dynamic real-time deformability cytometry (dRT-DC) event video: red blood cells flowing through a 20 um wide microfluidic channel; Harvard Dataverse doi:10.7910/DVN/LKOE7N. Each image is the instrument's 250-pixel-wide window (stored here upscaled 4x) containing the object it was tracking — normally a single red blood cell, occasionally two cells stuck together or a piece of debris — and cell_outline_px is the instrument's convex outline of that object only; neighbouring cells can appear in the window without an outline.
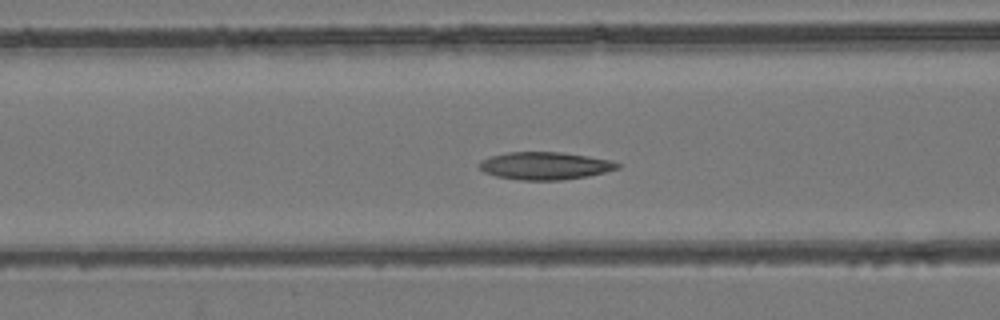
{"species": "common noctule bat (a hibernating species)", "species_latin": "Nyctalus noctula", "temperature_condition": "room temperature", "stored_images_in_passage": 54, "camera_frame_rate_fps": 3000, "um_per_image_px": 0.085, "animal": {"sex": "female", "body_mass_g": 24.6, "forearm_length_mm": 56.2}, "frame": {"image": 1, "passage_image": 21, "time_ms": 6.667, "image_size_px": [1000, 320], "cell_outline_px": [[620, 168], [588, 176], [560, 180], [520, 180], [496, 176], [484, 172], [476, 164], [480, 160], [488, 156], [508, 152], [560, 152], [612, 160], [620, 164]], "centroid_in_image_um": [46.28, 14.09], "position_along_channel_um": 120.3, "area_um2": 22.31}}
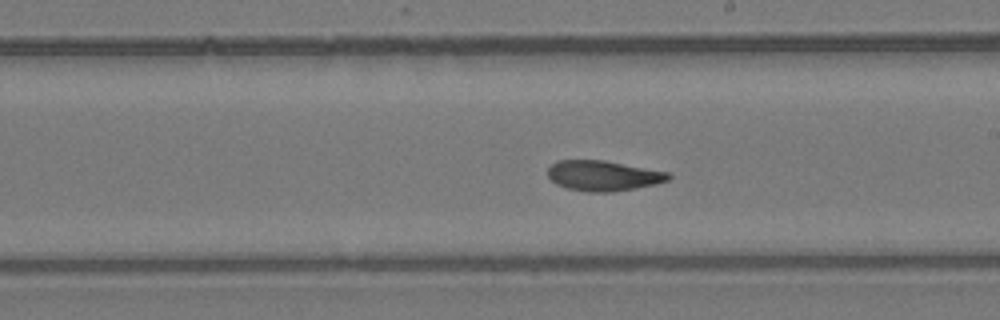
{"frame": {"image": 2, "passage_image": 30, "time_ms": 9.667, "image_size_px": [1000, 320], "cell_outline_px": [[672, 176], [668, 180], [656, 184], [636, 188], [612, 192], [588, 192], [564, 188], [556, 184], [548, 176], [548, 168], [556, 160], [604, 160], [668, 172]], "centroid_in_image_um": [51.26, 14.94], "position_along_channel_um": 237.7, "area_um2": 21.39}}
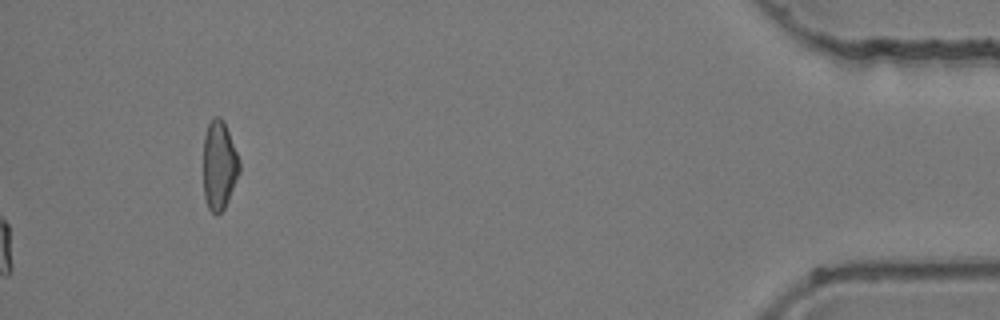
{"frame": {"image": 3, "passage_image": 54, "time_ms": 17.667, "image_size_px": [1000, 320], "cell_outline_px": [[240, 172], [228, 200], [224, 208], [216, 216], [208, 208], [204, 196], [204, 136], [208, 124], [216, 116], [220, 116], [224, 120], [236, 152], [240, 164]], "centroid_in_image_um": [18.63, 14.06], "position_along_channel_um": 416.6, "area_um2": 18.55}, "authors_computed_cell_mechanics": {"area_um2": 21.8484, "velocity_mm_per_s": 3.9136, "shape_relaxation_time_tau1_ms": 7.8175, "shape_relaxation_time_tau2_ms": 1.9036, "deformation_change_tau1": 0.223, "deformation_change_tau2": 0.0837}}